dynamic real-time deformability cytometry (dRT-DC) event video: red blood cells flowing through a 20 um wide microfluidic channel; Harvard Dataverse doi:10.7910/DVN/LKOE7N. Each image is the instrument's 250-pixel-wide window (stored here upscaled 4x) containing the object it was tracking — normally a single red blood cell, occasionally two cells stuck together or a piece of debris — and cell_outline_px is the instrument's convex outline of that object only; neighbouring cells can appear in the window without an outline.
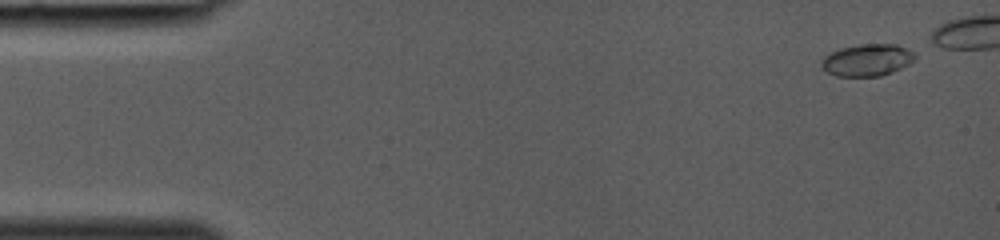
{"species": "common noctule bat (a hibernating species)", "species_latin": "Nyctalus noctula", "temperature_condition": "room temperature", "stored_images_in_passage": 32, "camera_frame_rate_fps": 3000, "um_per_image_px": 0.085, "animal": {"sex": "female", "body_mass_g": 19.0, "forearm_length_mm": 53.3}, "frame": {"image": 1, "passage_image": 1, "time_ms": 0.0, "image_size_px": [1000, 240], "cell_outline_px": [[916, 60], [892, 72], [880, 76], [836, 76], [828, 72], [820, 64], [820, 60], [828, 52], [840, 48], [860, 44], [896, 44], [912, 52], [916, 56]], "centroid_in_image_um": [73.68, 5.1], "position_along_channel_um": 11.3, "area_um2": 17.46}}
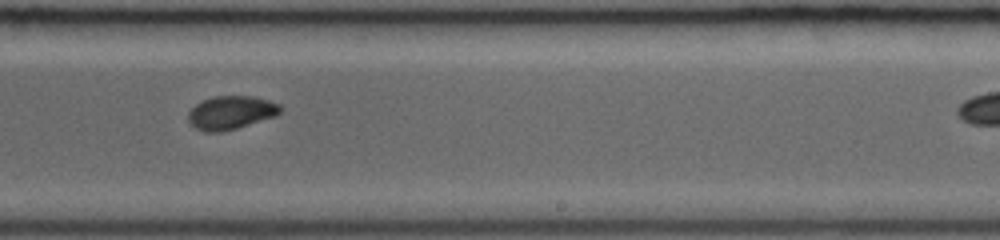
{"frame": {"image": 2, "passage_image": 23, "time_ms": 7.333, "image_size_px": [1000, 240], "cell_outline_px": [[284, 108], [276, 116], [236, 128], [220, 132], [204, 132], [196, 128], [188, 120], [188, 112], [196, 104], [204, 100], [216, 96], [252, 96], [268, 100], [280, 104]], "centroid_in_image_um": [19.65, 9.57], "position_along_channel_um": 269.3, "area_um2": 17.86}}
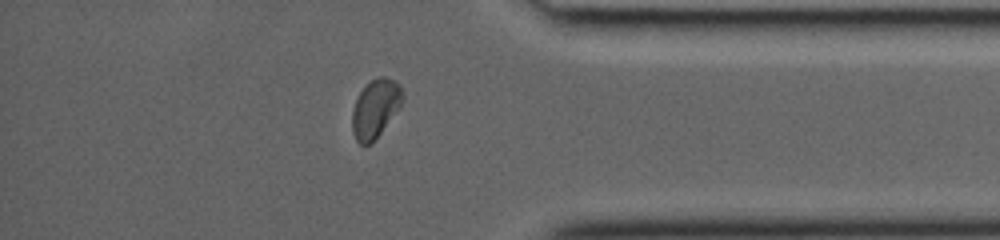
{"frame": {"image": 3, "passage_image": 31, "time_ms": 10.0, "image_size_px": [1000, 240], "cell_outline_px": [[404, 100], [400, 108], [372, 144], [360, 144], [356, 140], [352, 132], [352, 112], [356, 100], [360, 92], [372, 80], [380, 76], [384, 76], [396, 80], [404, 96]], "centroid_in_image_um": [31.93, 9.24], "position_along_channel_um": 403.3, "area_um2": 17.17}}